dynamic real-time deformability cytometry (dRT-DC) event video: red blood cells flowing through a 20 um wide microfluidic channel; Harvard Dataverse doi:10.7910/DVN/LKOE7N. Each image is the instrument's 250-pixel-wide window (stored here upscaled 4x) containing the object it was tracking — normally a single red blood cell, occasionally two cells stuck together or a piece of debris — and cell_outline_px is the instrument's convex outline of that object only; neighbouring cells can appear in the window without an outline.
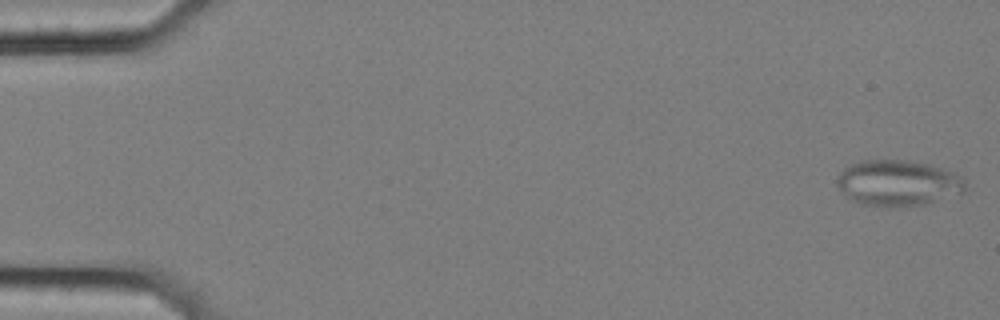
{"species": "common noctule bat (a hibernating species)", "species_latin": "Nyctalus noctula", "temperature_condition": "cold", "stored_images_in_passage": 4, "camera_frame_rate_fps": 3000, "um_per_image_px": 0.085, "animal": {"sex": "female", "body_mass_g": 25.1}, "frame": {"image": 1, "passage_image": 1, "time_ms": 0.0, "image_size_px": [1000, 320], "cell_outline_px": [[964, 192], [924, 204], [888, 208], [860, 204], [848, 200], [844, 196], [836, 184], [836, 180], [840, 172], [844, 168], [860, 160], [908, 160], [928, 164], [964, 176]], "centroid_in_image_um": [76.26, 15.57], "position_along_channel_um": 8.7, "area_um2": 34.62}}